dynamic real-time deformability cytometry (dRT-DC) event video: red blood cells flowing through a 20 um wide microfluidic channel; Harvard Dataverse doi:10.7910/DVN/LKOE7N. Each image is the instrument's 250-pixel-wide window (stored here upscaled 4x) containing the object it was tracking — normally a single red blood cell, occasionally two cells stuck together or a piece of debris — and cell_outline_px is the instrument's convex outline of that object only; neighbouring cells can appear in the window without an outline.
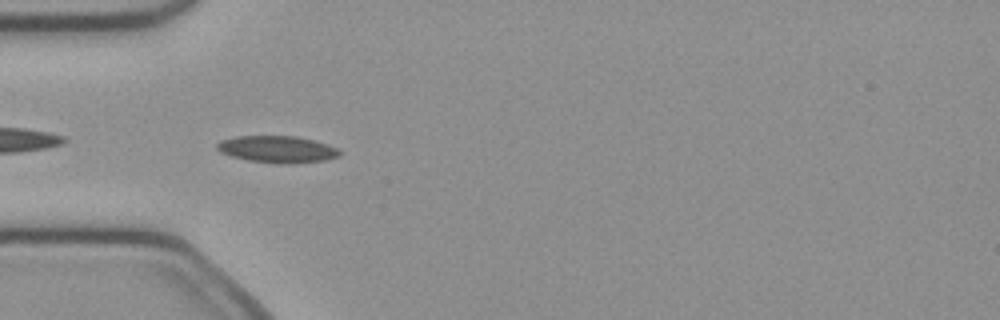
{"species": "common noctule bat (a hibernating species)", "species_latin": "Nyctalus noctula", "temperature_condition": "cold", "stored_images_in_passage": 37, "camera_frame_rate_fps": 3000, "um_per_image_px": 0.085, "animal": {"sex": "female", "body_mass_g": 21.9}, "frame": {"image": 1, "passage_image": 2, "time_ms": 0.333, "image_size_px": [1000, 320], "cell_outline_px": [[344, 152], [340, 156], [324, 160], [292, 164], [280, 164], [248, 160], [232, 156], [220, 152], [216, 148], [216, 144], [220, 140], [236, 136], [296, 136], [312, 140], [336, 148]], "centroid_in_image_um": [23.56, 12.69], "position_along_channel_um": 61.4, "area_um2": 19.19}}
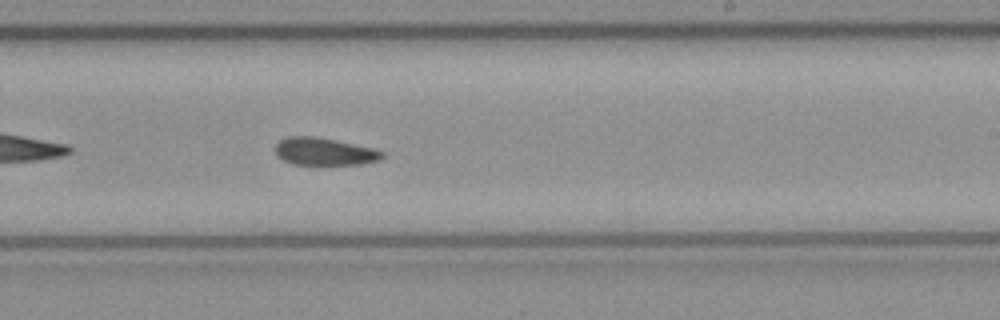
{"frame": {"image": 2, "passage_image": 17, "time_ms": 5.333, "image_size_px": [1000, 320], "cell_outline_px": [[384, 156], [380, 160], [360, 164], [292, 164], [276, 156], [276, 144], [280, 140], [288, 136], [312, 136], [376, 148], [384, 152]], "centroid_in_image_um": [27.58, 12.88], "position_along_channel_um": 261.4, "area_um2": 17.05}}
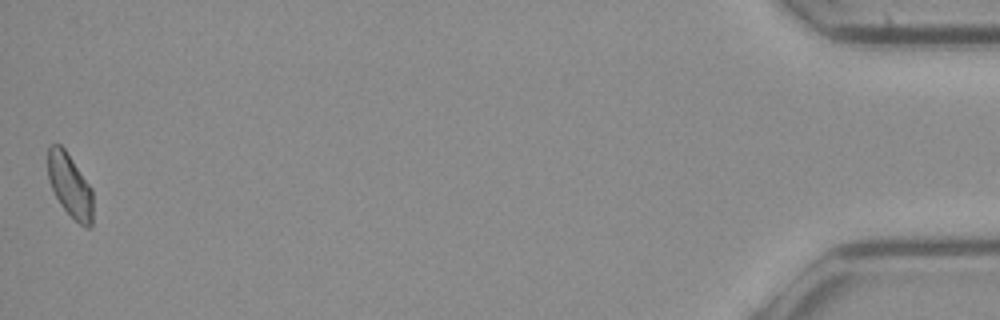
{"frame": {"image": 3, "passage_image": 37, "time_ms": 12.0, "image_size_px": [1000, 320], "cell_outline_px": [[92, 228], [84, 228], [60, 204], [48, 180], [48, 148], [52, 144], [60, 144], [64, 148], [92, 188]], "centroid_in_image_um": [5.95, 15.78], "position_along_channel_um": 429.2, "area_um2": 16.53}, "authors_computed_cell_mechanics": {"area_um2": 17.8602, "velocity_mm_per_s": 4.0168, "shape_relaxation_time_tau1_ms": null, "shape_relaxation_time_tau2_ms": 6.5972, "deformation_change_tau1": null, "deformation_change_tau2": 0.1126}}